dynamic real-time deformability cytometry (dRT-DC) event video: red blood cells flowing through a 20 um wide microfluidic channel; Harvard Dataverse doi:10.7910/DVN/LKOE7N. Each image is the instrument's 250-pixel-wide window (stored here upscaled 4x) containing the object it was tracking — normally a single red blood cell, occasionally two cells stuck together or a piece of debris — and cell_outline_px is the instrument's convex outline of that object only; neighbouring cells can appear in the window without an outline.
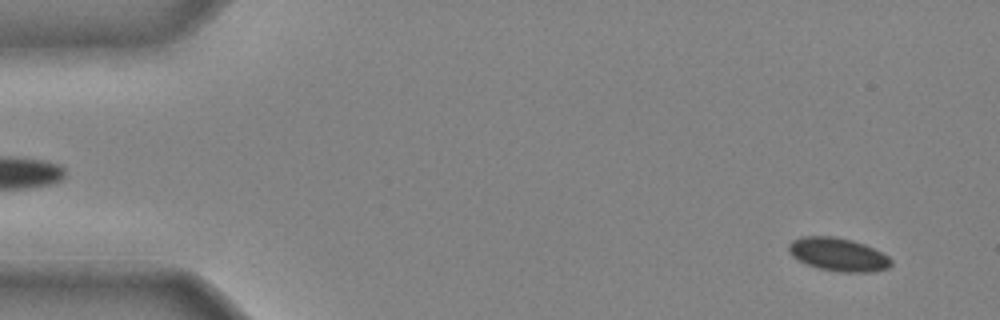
{"species": "common noctule bat (a hibernating species)", "species_latin": "Nyctalus noctula", "temperature_condition": "cold", "stored_images_in_passage": 44, "camera_frame_rate_fps": 3000, "um_per_image_px": 0.085, "animal": {"sex": "male", "body_mass_g": 20.4}, "frame": {"image": 1, "passage_image": 4, "time_ms": 1.0, "image_size_px": [1000, 320], "cell_outline_px": [[892, 264], [888, 268], [872, 272], [844, 272], [820, 268], [808, 264], [792, 256], [788, 252], [788, 244], [792, 240], [800, 236], [836, 236], [852, 240], [864, 244], [888, 256], [892, 260]], "centroid_in_image_um": [71.23, 21.61], "position_along_channel_um": 13.8, "area_um2": 19.77}}
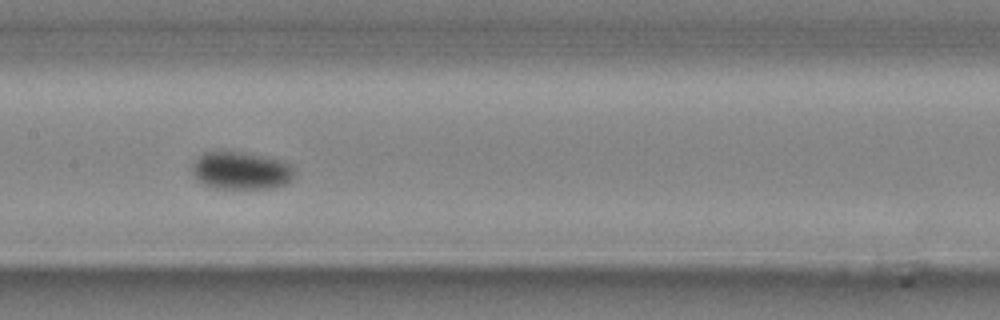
{"frame": {"image": 2, "passage_image": 23, "time_ms": 7.333, "image_size_px": [1000, 320], "cell_outline_px": [[292, 180], [288, 184], [276, 188], [216, 188], [204, 184], [192, 172], [192, 164], [204, 152], [220, 148], [224, 148], [284, 160], [292, 164]], "centroid_in_image_um": [20.5, 14.45], "position_along_channel_um": 186.9, "area_um2": 23.0}}
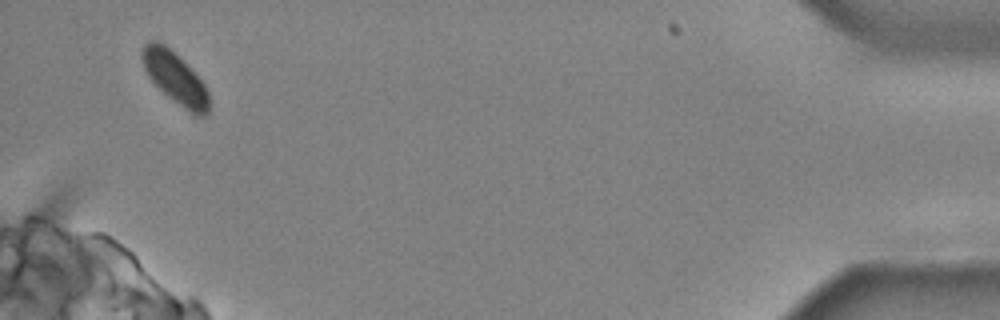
{"frame": {"image": 3, "passage_image": 43, "time_ms": 14.0, "image_size_px": [1000, 320], "cell_outline_px": [[208, 112], [204, 116], [196, 116], [168, 96], [148, 76], [144, 68], [140, 56], [144, 44], [148, 40], [156, 40], [164, 44], [204, 84], [208, 92]], "centroid_in_image_um": [14.84, 6.61], "position_along_channel_um": 420.4, "area_um2": 19.31}}